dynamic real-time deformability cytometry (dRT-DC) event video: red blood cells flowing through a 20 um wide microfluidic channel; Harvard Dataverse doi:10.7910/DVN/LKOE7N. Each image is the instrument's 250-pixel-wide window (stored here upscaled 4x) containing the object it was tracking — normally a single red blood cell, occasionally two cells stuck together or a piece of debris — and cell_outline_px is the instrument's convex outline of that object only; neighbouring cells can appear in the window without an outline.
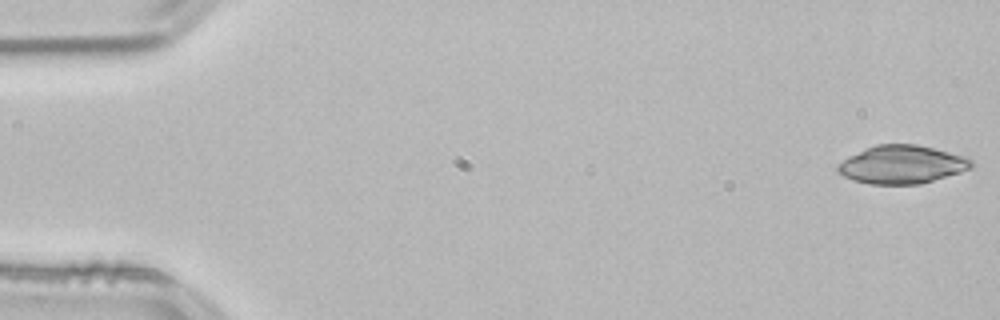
{"species": "common noctule bat (a hibernating species)", "species_latin": "Nyctalus noctula", "temperature_condition": "room temperature", "stored_images_in_passage": 52, "camera_frame_rate_fps": 3000, "um_per_image_px": 0.085, "animal": {"sex": "male", "body_mass_g": 21.5, "forearm_length_mm": 52.0}, "frame": {"image": 1, "passage_image": 1, "time_ms": 0.0, "image_size_px": [1000, 320], "cell_outline_px": [[976, 164], [972, 168], [960, 172], [920, 184], [868, 184], [852, 180], [836, 172], [836, 164], [848, 156], [864, 148], [876, 144], [916, 144], [964, 156], [972, 160]], "centroid_in_image_um": [76.62, 13.98], "position_along_channel_um": 8.4, "area_um2": 29.94}}
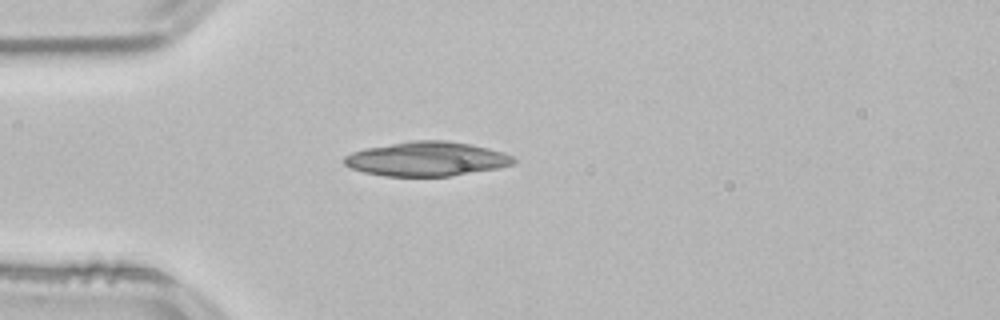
{"frame": {"image": 2, "passage_image": 14, "time_ms": 4.333, "image_size_px": [1000, 320], "cell_outline_px": [[516, 160], [512, 164], [496, 168], [452, 176], [384, 176], [364, 172], [352, 168], [344, 164], [344, 156], [352, 152], [364, 148], [412, 140], [448, 140], [472, 144], [504, 152], [512, 156]], "centroid_in_image_um": [36.26, 13.5], "position_along_channel_um": 48.7, "area_um2": 33.93}}
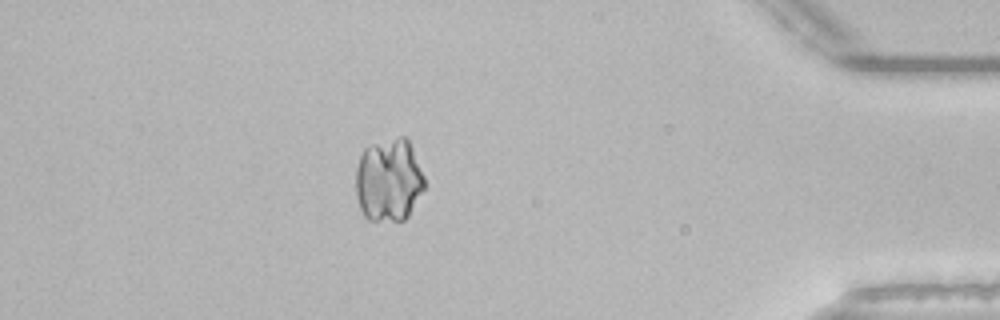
{"frame": {"image": 3, "passage_image": 46, "time_ms": 15.0, "image_size_px": [1000, 320], "cell_outline_px": [[428, 184], [408, 216], [404, 220], [368, 220], [364, 216], [360, 208], [356, 196], [356, 168], [360, 156], [364, 148], [372, 144], [400, 136], [404, 136], [408, 140], [412, 148]], "centroid_in_image_um": [33.06, 15.31], "position_along_channel_um": 402.1, "area_um2": 33.58}}